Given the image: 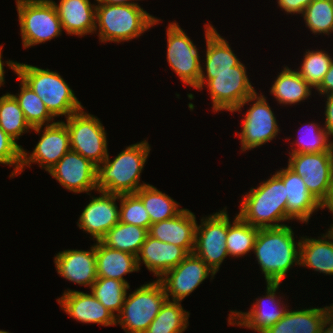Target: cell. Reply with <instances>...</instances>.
<instances>
[{"mask_svg":"<svg viewBox=\"0 0 333 333\" xmlns=\"http://www.w3.org/2000/svg\"><path fill=\"white\" fill-rule=\"evenodd\" d=\"M300 243L301 240L295 243L288 225L259 228L253 251L266 283H281L289 269L299 265Z\"/></svg>","mask_w":333,"mask_h":333,"instance_id":"obj_1","label":"cell"},{"mask_svg":"<svg viewBox=\"0 0 333 333\" xmlns=\"http://www.w3.org/2000/svg\"><path fill=\"white\" fill-rule=\"evenodd\" d=\"M150 150V145L144 140L126 147L112 161L108 154L97 166V191L117 195L134 194L147 185L139 181Z\"/></svg>","mask_w":333,"mask_h":333,"instance_id":"obj_2","label":"cell"},{"mask_svg":"<svg viewBox=\"0 0 333 333\" xmlns=\"http://www.w3.org/2000/svg\"><path fill=\"white\" fill-rule=\"evenodd\" d=\"M6 64L41 98L54 118L64 115L67 119L83 108L58 72L10 60Z\"/></svg>","mask_w":333,"mask_h":333,"instance_id":"obj_3","label":"cell"},{"mask_svg":"<svg viewBox=\"0 0 333 333\" xmlns=\"http://www.w3.org/2000/svg\"><path fill=\"white\" fill-rule=\"evenodd\" d=\"M287 195L284 182L274 174L242 198L238 215L258 228L281 227L287 220ZM275 222V223H274Z\"/></svg>","mask_w":333,"mask_h":333,"instance_id":"obj_4","label":"cell"},{"mask_svg":"<svg viewBox=\"0 0 333 333\" xmlns=\"http://www.w3.org/2000/svg\"><path fill=\"white\" fill-rule=\"evenodd\" d=\"M160 21L144 11L139 4L96 6V27H99L101 42L130 41Z\"/></svg>","mask_w":333,"mask_h":333,"instance_id":"obj_5","label":"cell"},{"mask_svg":"<svg viewBox=\"0 0 333 333\" xmlns=\"http://www.w3.org/2000/svg\"><path fill=\"white\" fill-rule=\"evenodd\" d=\"M24 48L58 37L62 24L51 0H16Z\"/></svg>","mask_w":333,"mask_h":333,"instance_id":"obj_6","label":"cell"},{"mask_svg":"<svg viewBox=\"0 0 333 333\" xmlns=\"http://www.w3.org/2000/svg\"><path fill=\"white\" fill-rule=\"evenodd\" d=\"M166 300L164 287L157 278L156 281L135 289L128 297L126 293L116 323L120 324L126 333H144Z\"/></svg>","mask_w":333,"mask_h":333,"instance_id":"obj_7","label":"cell"},{"mask_svg":"<svg viewBox=\"0 0 333 333\" xmlns=\"http://www.w3.org/2000/svg\"><path fill=\"white\" fill-rule=\"evenodd\" d=\"M207 75V76H206ZM205 73L201 70L198 89L207 85L213 103L214 112L227 110L232 112L241 103L256 93L252 87L243 63L223 73Z\"/></svg>","mask_w":333,"mask_h":333,"instance_id":"obj_8","label":"cell"},{"mask_svg":"<svg viewBox=\"0 0 333 333\" xmlns=\"http://www.w3.org/2000/svg\"><path fill=\"white\" fill-rule=\"evenodd\" d=\"M83 110L70 115L63 123L69 132L71 150L98 166L108 155L105 128L99 118Z\"/></svg>","mask_w":333,"mask_h":333,"instance_id":"obj_9","label":"cell"},{"mask_svg":"<svg viewBox=\"0 0 333 333\" xmlns=\"http://www.w3.org/2000/svg\"><path fill=\"white\" fill-rule=\"evenodd\" d=\"M250 101L255 102L251 104L252 107L242 118V131L237 134L240 137L242 151L257 148L266 142L272 141L280 131L274 113L268 105L265 96L261 94L258 96L257 92L232 112H239Z\"/></svg>","mask_w":333,"mask_h":333,"instance_id":"obj_10","label":"cell"},{"mask_svg":"<svg viewBox=\"0 0 333 333\" xmlns=\"http://www.w3.org/2000/svg\"><path fill=\"white\" fill-rule=\"evenodd\" d=\"M201 221L196 227L193 254L217 273L221 263L229 256L226 247L227 211L224 208Z\"/></svg>","mask_w":333,"mask_h":333,"instance_id":"obj_11","label":"cell"},{"mask_svg":"<svg viewBox=\"0 0 333 333\" xmlns=\"http://www.w3.org/2000/svg\"><path fill=\"white\" fill-rule=\"evenodd\" d=\"M166 33L167 60L171 69L183 83L198 89V81L203 69L198 49L176 22L169 23Z\"/></svg>","mask_w":333,"mask_h":333,"instance_id":"obj_12","label":"cell"},{"mask_svg":"<svg viewBox=\"0 0 333 333\" xmlns=\"http://www.w3.org/2000/svg\"><path fill=\"white\" fill-rule=\"evenodd\" d=\"M289 155L288 167L302 177L309 192L321 203L333 183L330 151Z\"/></svg>","mask_w":333,"mask_h":333,"instance_id":"obj_13","label":"cell"},{"mask_svg":"<svg viewBox=\"0 0 333 333\" xmlns=\"http://www.w3.org/2000/svg\"><path fill=\"white\" fill-rule=\"evenodd\" d=\"M216 273L199 257L188 254L176 267L158 279L165 290L167 300L181 302L189 296L208 276ZM170 295V296H169Z\"/></svg>","mask_w":333,"mask_h":333,"instance_id":"obj_14","label":"cell"},{"mask_svg":"<svg viewBox=\"0 0 333 333\" xmlns=\"http://www.w3.org/2000/svg\"><path fill=\"white\" fill-rule=\"evenodd\" d=\"M266 284V296L256 299L249 312L230 310L229 325L244 326L258 333H263L285 316L288 309L282 305L281 300L277 299L278 296L276 295L280 283L267 282ZM267 305L270 306L267 307Z\"/></svg>","mask_w":333,"mask_h":333,"instance_id":"obj_15","label":"cell"},{"mask_svg":"<svg viewBox=\"0 0 333 333\" xmlns=\"http://www.w3.org/2000/svg\"><path fill=\"white\" fill-rule=\"evenodd\" d=\"M48 173L71 192L97 191V165L75 151H68Z\"/></svg>","mask_w":333,"mask_h":333,"instance_id":"obj_16","label":"cell"},{"mask_svg":"<svg viewBox=\"0 0 333 333\" xmlns=\"http://www.w3.org/2000/svg\"><path fill=\"white\" fill-rule=\"evenodd\" d=\"M42 133L32 154L27 157L28 153L22 149L20 174L24 166L29 167L31 163H38L41 168L49 171L71 150L69 132L63 121L46 125Z\"/></svg>","mask_w":333,"mask_h":333,"instance_id":"obj_17","label":"cell"},{"mask_svg":"<svg viewBox=\"0 0 333 333\" xmlns=\"http://www.w3.org/2000/svg\"><path fill=\"white\" fill-rule=\"evenodd\" d=\"M99 193L101 196L90 200L77 222L79 228L90 233L96 241H100L119 222L120 212L115 202L119 195L103 191Z\"/></svg>","mask_w":333,"mask_h":333,"instance_id":"obj_18","label":"cell"},{"mask_svg":"<svg viewBox=\"0 0 333 333\" xmlns=\"http://www.w3.org/2000/svg\"><path fill=\"white\" fill-rule=\"evenodd\" d=\"M57 301L65 313L76 321L97 323L103 326L117 325V317L106 309L92 293L68 289Z\"/></svg>","mask_w":333,"mask_h":333,"instance_id":"obj_19","label":"cell"},{"mask_svg":"<svg viewBox=\"0 0 333 333\" xmlns=\"http://www.w3.org/2000/svg\"><path fill=\"white\" fill-rule=\"evenodd\" d=\"M196 217L193 212L183 209L177 216L152 223L148 235L162 242L184 248L193 253L196 235Z\"/></svg>","mask_w":333,"mask_h":333,"instance_id":"obj_20","label":"cell"},{"mask_svg":"<svg viewBox=\"0 0 333 333\" xmlns=\"http://www.w3.org/2000/svg\"><path fill=\"white\" fill-rule=\"evenodd\" d=\"M283 182L287 195V220L309 221L311 214L320 207V202L309 192L302 177L288 166L275 173Z\"/></svg>","mask_w":333,"mask_h":333,"instance_id":"obj_21","label":"cell"},{"mask_svg":"<svg viewBox=\"0 0 333 333\" xmlns=\"http://www.w3.org/2000/svg\"><path fill=\"white\" fill-rule=\"evenodd\" d=\"M54 263L57 273L70 282L91 288L98 278L95 245L89 251L73 249L59 252Z\"/></svg>","mask_w":333,"mask_h":333,"instance_id":"obj_22","label":"cell"},{"mask_svg":"<svg viewBox=\"0 0 333 333\" xmlns=\"http://www.w3.org/2000/svg\"><path fill=\"white\" fill-rule=\"evenodd\" d=\"M189 253L182 247L162 242L147 235L145 242L136 256L137 266L144 262L147 269L159 279L176 267Z\"/></svg>","mask_w":333,"mask_h":333,"instance_id":"obj_23","label":"cell"},{"mask_svg":"<svg viewBox=\"0 0 333 333\" xmlns=\"http://www.w3.org/2000/svg\"><path fill=\"white\" fill-rule=\"evenodd\" d=\"M56 7L63 30L69 35L83 36L97 31L96 4L90 0H51Z\"/></svg>","mask_w":333,"mask_h":333,"instance_id":"obj_24","label":"cell"},{"mask_svg":"<svg viewBox=\"0 0 333 333\" xmlns=\"http://www.w3.org/2000/svg\"><path fill=\"white\" fill-rule=\"evenodd\" d=\"M97 276L128 282L125 274L139 271L135 255L105 246L101 241L95 244Z\"/></svg>","mask_w":333,"mask_h":333,"instance_id":"obj_25","label":"cell"},{"mask_svg":"<svg viewBox=\"0 0 333 333\" xmlns=\"http://www.w3.org/2000/svg\"><path fill=\"white\" fill-rule=\"evenodd\" d=\"M328 230V233L323 234V239L301 238L300 266H307L319 273L333 275V229Z\"/></svg>","mask_w":333,"mask_h":333,"instance_id":"obj_26","label":"cell"},{"mask_svg":"<svg viewBox=\"0 0 333 333\" xmlns=\"http://www.w3.org/2000/svg\"><path fill=\"white\" fill-rule=\"evenodd\" d=\"M330 307L288 310L275 325L263 333H320Z\"/></svg>","mask_w":333,"mask_h":333,"instance_id":"obj_27","label":"cell"},{"mask_svg":"<svg viewBox=\"0 0 333 333\" xmlns=\"http://www.w3.org/2000/svg\"><path fill=\"white\" fill-rule=\"evenodd\" d=\"M206 73H223L241 62L231 50L228 42L218 34L211 24L205 26Z\"/></svg>","mask_w":333,"mask_h":333,"instance_id":"obj_28","label":"cell"},{"mask_svg":"<svg viewBox=\"0 0 333 333\" xmlns=\"http://www.w3.org/2000/svg\"><path fill=\"white\" fill-rule=\"evenodd\" d=\"M311 88L297 70L286 66L277 76L270 93L279 104L291 105L307 99L311 95Z\"/></svg>","mask_w":333,"mask_h":333,"instance_id":"obj_29","label":"cell"},{"mask_svg":"<svg viewBox=\"0 0 333 333\" xmlns=\"http://www.w3.org/2000/svg\"><path fill=\"white\" fill-rule=\"evenodd\" d=\"M147 235L146 228L119 221L100 241L109 248L137 256Z\"/></svg>","mask_w":333,"mask_h":333,"instance_id":"obj_30","label":"cell"},{"mask_svg":"<svg viewBox=\"0 0 333 333\" xmlns=\"http://www.w3.org/2000/svg\"><path fill=\"white\" fill-rule=\"evenodd\" d=\"M143 202L151 224L177 216L182 210L179 204L156 187L147 184L135 193Z\"/></svg>","mask_w":333,"mask_h":333,"instance_id":"obj_31","label":"cell"},{"mask_svg":"<svg viewBox=\"0 0 333 333\" xmlns=\"http://www.w3.org/2000/svg\"><path fill=\"white\" fill-rule=\"evenodd\" d=\"M20 94H11L18 102L23 111L27 123L36 133L42 130V126L51 125L50 121L54 117L50 114L41 98L27 86L19 77ZM47 122V123H46Z\"/></svg>","mask_w":333,"mask_h":333,"instance_id":"obj_32","label":"cell"},{"mask_svg":"<svg viewBox=\"0 0 333 333\" xmlns=\"http://www.w3.org/2000/svg\"><path fill=\"white\" fill-rule=\"evenodd\" d=\"M189 314L180 302L166 300L144 333H183L189 323Z\"/></svg>","mask_w":333,"mask_h":333,"instance_id":"obj_33","label":"cell"},{"mask_svg":"<svg viewBox=\"0 0 333 333\" xmlns=\"http://www.w3.org/2000/svg\"><path fill=\"white\" fill-rule=\"evenodd\" d=\"M258 231V227L248 224L239 215L235 216L231 224L227 214L226 247L228 255L241 257L253 251Z\"/></svg>","mask_w":333,"mask_h":333,"instance_id":"obj_34","label":"cell"},{"mask_svg":"<svg viewBox=\"0 0 333 333\" xmlns=\"http://www.w3.org/2000/svg\"><path fill=\"white\" fill-rule=\"evenodd\" d=\"M125 282L116 279L98 277L91 286V293L102 303L106 309L112 312H118L116 317L119 316L124 299L129 289Z\"/></svg>","mask_w":333,"mask_h":333,"instance_id":"obj_35","label":"cell"},{"mask_svg":"<svg viewBox=\"0 0 333 333\" xmlns=\"http://www.w3.org/2000/svg\"><path fill=\"white\" fill-rule=\"evenodd\" d=\"M0 128L15 141L32 129L18 102L10 93L0 97Z\"/></svg>","mask_w":333,"mask_h":333,"instance_id":"obj_36","label":"cell"},{"mask_svg":"<svg viewBox=\"0 0 333 333\" xmlns=\"http://www.w3.org/2000/svg\"><path fill=\"white\" fill-rule=\"evenodd\" d=\"M306 26L314 34L333 32V0H313L303 11Z\"/></svg>","mask_w":333,"mask_h":333,"instance_id":"obj_37","label":"cell"},{"mask_svg":"<svg viewBox=\"0 0 333 333\" xmlns=\"http://www.w3.org/2000/svg\"><path fill=\"white\" fill-rule=\"evenodd\" d=\"M330 55L324 51H306L299 75L312 87L317 88L323 81L332 62Z\"/></svg>","mask_w":333,"mask_h":333,"instance_id":"obj_38","label":"cell"},{"mask_svg":"<svg viewBox=\"0 0 333 333\" xmlns=\"http://www.w3.org/2000/svg\"><path fill=\"white\" fill-rule=\"evenodd\" d=\"M306 127V128H305ZM304 127V130L301 132L304 135L300 134L298 130V140L296 141L297 149H292V152L289 154H299V153H318L329 151L330 140L329 134L324 127H319V124L308 123Z\"/></svg>","mask_w":333,"mask_h":333,"instance_id":"obj_39","label":"cell"},{"mask_svg":"<svg viewBox=\"0 0 333 333\" xmlns=\"http://www.w3.org/2000/svg\"><path fill=\"white\" fill-rule=\"evenodd\" d=\"M118 200H120V222L149 229L151 226L149 214L142 200L135 193L119 195Z\"/></svg>","mask_w":333,"mask_h":333,"instance_id":"obj_40","label":"cell"},{"mask_svg":"<svg viewBox=\"0 0 333 333\" xmlns=\"http://www.w3.org/2000/svg\"><path fill=\"white\" fill-rule=\"evenodd\" d=\"M22 149V146L0 128V163L14 166L10 178L20 173Z\"/></svg>","mask_w":333,"mask_h":333,"instance_id":"obj_41","label":"cell"},{"mask_svg":"<svg viewBox=\"0 0 333 333\" xmlns=\"http://www.w3.org/2000/svg\"><path fill=\"white\" fill-rule=\"evenodd\" d=\"M278 6L289 14H302L313 0H277Z\"/></svg>","mask_w":333,"mask_h":333,"instance_id":"obj_42","label":"cell"},{"mask_svg":"<svg viewBox=\"0 0 333 333\" xmlns=\"http://www.w3.org/2000/svg\"><path fill=\"white\" fill-rule=\"evenodd\" d=\"M316 89L321 95H329L333 93V60L330 64L328 72L323 78V81Z\"/></svg>","mask_w":333,"mask_h":333,"instance_id":"obj_43","label":"cell"},{"mask_svg":"<svg viewBox=\"0 0 333 333\" xmlns=\"http://www.w3.org/2000/svg\"><path fill=\"white\" fill-rule=\"evenodd\" d=\"M326 107H325V129L327 130L329 136H333V93L326 96Z\"/></svg>","mask_w":333,"mask_h":333,"instance_id":"obj_44","label":"cell"},{"mask_svg":"<svg viewBox=\"0 0 333 333\" xmlns=\"http://www.w3.org/2000/svg\"><path fill=\"white\" fill-rule=\"evenodd\" d=\"M320 207L323 208H328L329 211L333 214V183L325 197V199L320 203ZM331 228H333V224L330 225Z\"/></svg>","mask_w":333,"mask_h":333,"instance_id":"obj_45","label":"cell"},{"mask_svg":"<svg viewBox=\"0 0 333 333\" xmlns=\"http://www.w3.org/2000/svg\"><path fill=\"white\" fill-rule=\"evenodd\" d=\"M320 333H333V314L331 312L324 319Z\"/></svg>","mask_w":333,"mask_h":333,"instance_id":"obj_46","label":"cell"},{"mask_svg":"<svg viewBox=\"0 0 333 333\" xmlns=\"http://www.w3.org/2000/svg\"><path fill=\"white\" fill-rule=\"evenodd\" d=\"M99 4H107V5H135L138 3L133 2L132 0H96ZM132 1V2H131ZM136 1V0H135Z\"/></svg>","mask_w":333,"mask_h":333,"instance_id":"obj_47","label":"cell"},{"mask_svg":"<svg viewBox=\"0 0 333 333\" xmlns=\"http://www.w3.org/2000/svg\"><path fill=\"white\" fill-rule=\"evenodd\" d=\"M4 62L2 61V46H0V87L4 84Z\"/></svg>","mask_w":333,"mask_h":333,"instance_id":"obj_48","label":"cell"},{"mask_svg":"<svg viewBox=\"0 0 333 333\" xmlns=\"http://www.w3.org/2000/svg\"><path fill=\"white\" fill-rule=\"evenodd\" d=\"M329 151H330V155H331V160H332V164H333V143L330 141V148H329Z\"/></svg>","mask_w":333,"mask_h":333,"instance_id":"obj_49","label":"cell"},{"mask_svg":"<svg viewBox=\"0 0 333 333\" xmlns=\"http://www.w3.org/2000/svg\"><path fill=\"white\" fill-rule=\"evenodd\" d=\"M330 307V312L333 314V304L329 306Z\"/></svg>","mask_w":333,"mask_h":333,"instance_id":"obj_50","label":"cell"},{"mask_svg":"<svg viewBox=\"0 0 333 333\" xmlns=\"http://www.w3.org/2000/svg\"><path fill=\"white\" fill-rule=\"evenodd\" d=\"M0 333H10L8 331H3V330H0Z\"/></svg>","mask_w":333,"mask_h":333,"instance_id":"obj_51","label":"cell"}]
</instances>
